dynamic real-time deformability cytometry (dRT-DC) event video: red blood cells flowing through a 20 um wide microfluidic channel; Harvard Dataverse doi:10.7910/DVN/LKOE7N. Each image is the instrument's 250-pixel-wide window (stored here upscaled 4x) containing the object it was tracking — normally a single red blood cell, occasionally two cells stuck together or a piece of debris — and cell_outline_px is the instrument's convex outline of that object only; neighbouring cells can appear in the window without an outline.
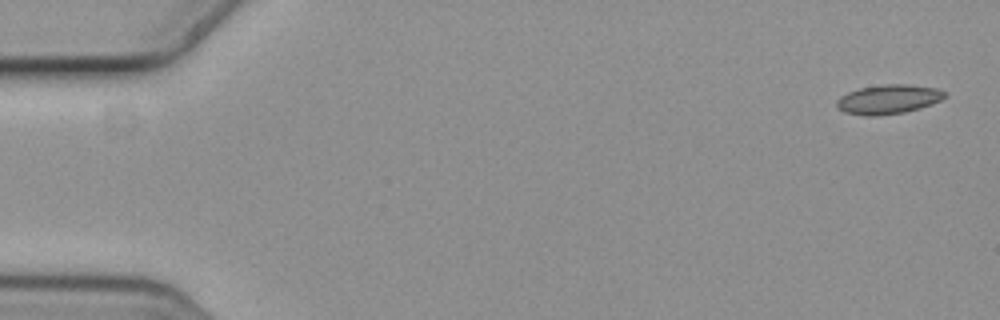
{"species": "common noctule bat (a hibernating species)", "species_latin": "Nyctalus noctula", "temperature_condition": "cold", "stored_images_in_passage": 6, "camera_frame_rate_fps": 3000, "um_per_image_px": 0.085, "animal": {"sex": "female", "body_mass_g": 19.3, "forearm_length_mm": 54.1}, "frame": {"image": 1, "passage_image": 1, "time_ms": 0.0, "image_size_px": [1000, 320], "cell_outline_px": [[948, 96], [932, 104], [920, 108], [904, 112], [876, 116], [864, 116], [844, 112], [836, 108], [836, 100], [840, 96], [848, 92], [860, 88], [884, 84], [908, 84], [936, 88], [948, 92]], "centroid_in_image_um": [75.51, 8.44], "position_along_channel_um": 9.5, "area_um2": 18.67}}